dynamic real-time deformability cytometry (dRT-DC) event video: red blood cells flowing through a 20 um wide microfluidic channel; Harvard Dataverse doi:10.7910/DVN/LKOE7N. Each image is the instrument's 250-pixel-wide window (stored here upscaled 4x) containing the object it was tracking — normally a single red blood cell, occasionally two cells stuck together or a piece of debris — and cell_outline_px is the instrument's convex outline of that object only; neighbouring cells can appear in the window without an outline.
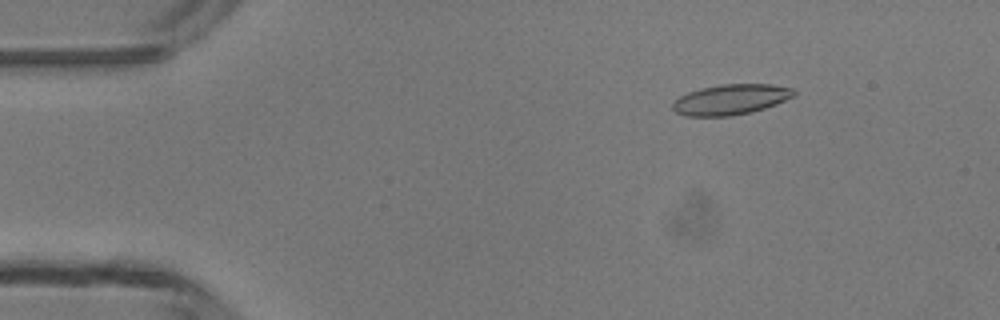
{"species": "common noctule bat (a hibernating species)", "species_latin": "Nyctalus noctula", "temperature_condition": "room temperature", "stored_images_in_passage": 44, "camera_frame_rate_fps": 3000, "um_per_image_px": 0.085, "animal": {"sex": "male", "body_mass_g": 13.3}, "frame": {"image": 1, "passage_image": 3, "time_ms": 0.667, "image_size_px": [1000, 320], "cell_outline_px": [[796, 92], [792, 96], [776, 104], [752, 112], [732, 116], [688, 116], [676, 112], [672, 108], [672, 104], [680, 96], [688, 92], [700, 88], [720, 84], [772, 84], [792, 88]], "centroid_in_image_um": [62.1, 8.45], "position_along_channel_um": 22.9, "area_um2": 21.39}}
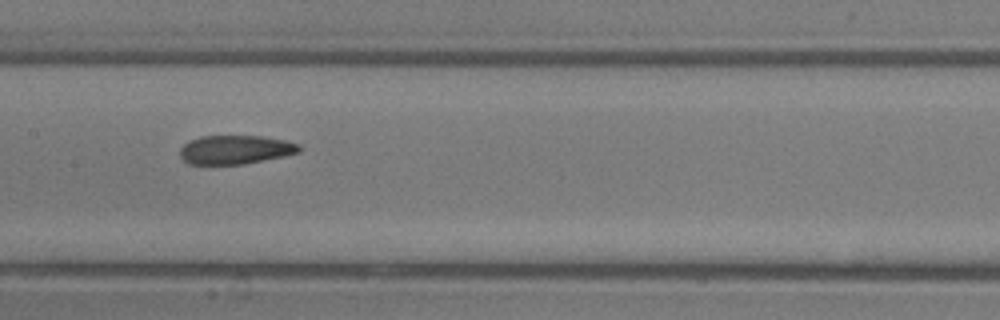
{"frame": {"image": 2, "passage_image": 20, "time_ms": 6.333, "image_size_px": [1000, 320], "cell_outline_px": [[300, 152], [284, 156], [244, 164], [188, 164], [180, 156], [180, 148], [184, 144], [200, 136], [260, 136], [284, 140], [300, 144]], "centroid_in_image_um": [20.01, 12.72], "position_along_channel_um": 187.4, "area_um2": 19.94}}
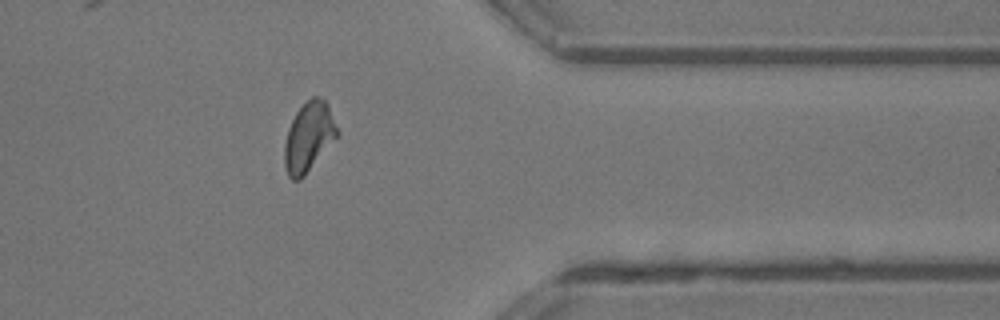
{"frame": {"image": 3, "passage_image": 35, "time_ms": 11.333, "image_size_px": [1000, 320], "cell_outline_px": [[340, 132], [304, 176], [300, 180], [292, 180], [288, 176], [284, 164], [284, 144], [288, 128], [296, 112], [312, 96], [316, 96], [324, 100], [328, 104]], "centroid_in_image_um": [26.23, 11.64], "position_along_channel_um": 385.2, "area_um2": 21.15}, "authors_computed_cell_mechanics": {"area_um2": 20.8658, "velocity_mm_per_s": 4.2643, "shape_relaxation_time_tau1_ms": 11.0361, "shape_relaxation_time_tau2_ms": 2.2723, "deformation_change_tau1": 0.2741, "deformation_change_tau2": 0.1081}}